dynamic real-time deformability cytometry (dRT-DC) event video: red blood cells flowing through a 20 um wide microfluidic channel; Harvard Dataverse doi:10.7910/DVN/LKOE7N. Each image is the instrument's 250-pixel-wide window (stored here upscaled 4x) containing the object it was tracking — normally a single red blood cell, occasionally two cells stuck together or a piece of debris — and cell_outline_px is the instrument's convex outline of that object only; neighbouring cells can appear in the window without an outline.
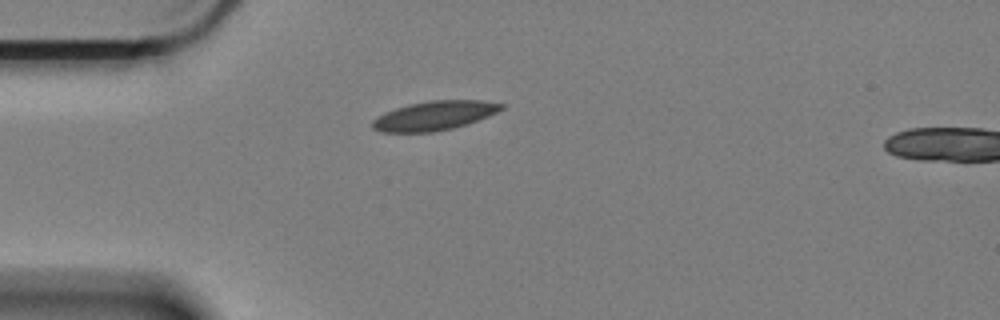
{"species": "Egyptian fruit bat (a non-hibernating species)", "species_latin": "Rousettus aegyptiacus", "temperature_condition": "cold", "stored_images_in_passage": 45, "camera_frame_rate_fps": 3000, "um_per_image_px": 0.085, "animal": {"sex": "female"}, "frame": {"image": 1, "passage_image": 1, "time_ms": 0.0, "image_size_px": [1000, 320], "cell_outline_px": [[508, 104], [504, 108], [488, 116], [452, 128], [432, 132], [380, 132], [372, 128], [372, 120], [384, 112], [408, 104], [428, 100], [484, 100]], "centroid_in_image_um": [36.92, 9.81], "position_along_channel_um": 48.1, "area_um2": 21.96}}
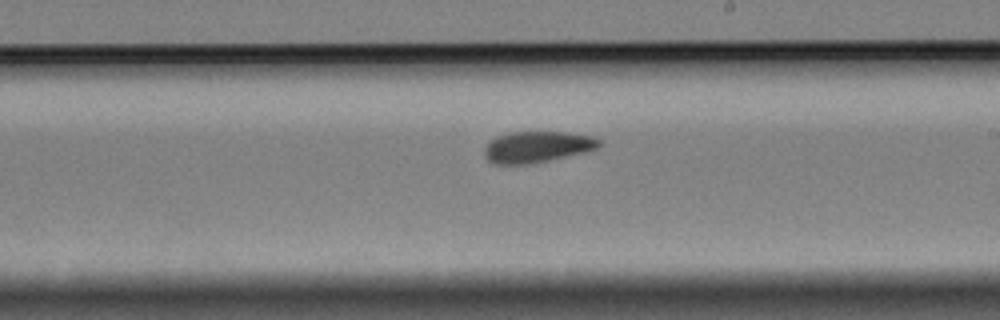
{"frame": {"image": 2, "passage_image": 20, "time_ms": 6.333, "image_size_px": [1000, 320], "cell_outline_px": [[600, 144], [596, 148], [584, 152], [548, 160], [528, 164], [492, 164], [484, 156], [484, 148], [496, 136], [508, 132], [568, 132], [592, 136], [600, 140]], "centroid_in_image_um": [45.62, 12.48], "position_along_channel_um": 243.4, "area_um2": 20.75}}
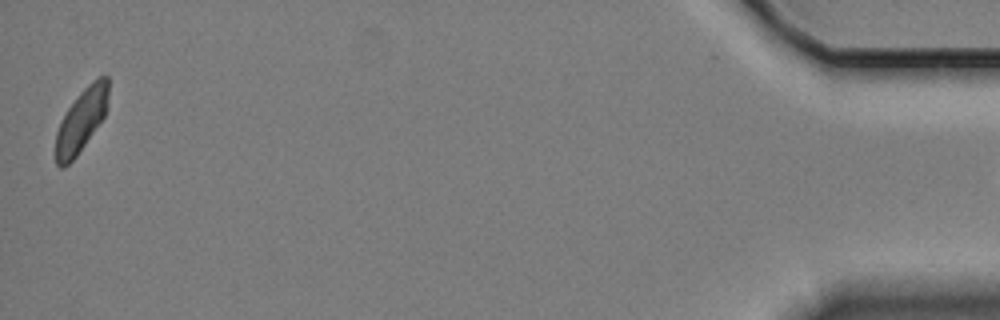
{"frame": {"image": 3, "passage_image": 45, "time_ms": 14.667, "image_size_px": [1000, 320], "cell_outline_px": [[108, 96], [104, 116], [76, 156], [64, 168], [60, 168], [56, 164], [56, 132], [68, 108], [80, 92], [92, 80], [100, 76], [108, 76]], "centroid_in_image_um": [6.9, 10.23], "position_along_channel_um": 428.3, "area_um2": 18.84}, "authors_computed_cell_mechanics": {"area_um2": 21.1548, "velocity_mm_per_s": 3.294, "shape_relaxation_time_tau1_ms": 9.2446, "shape_relaxation_time_tau2_ms": 5.4501, "deformation_change_tau1": 0.153, "deformation_change_tau2": 0.0791}}